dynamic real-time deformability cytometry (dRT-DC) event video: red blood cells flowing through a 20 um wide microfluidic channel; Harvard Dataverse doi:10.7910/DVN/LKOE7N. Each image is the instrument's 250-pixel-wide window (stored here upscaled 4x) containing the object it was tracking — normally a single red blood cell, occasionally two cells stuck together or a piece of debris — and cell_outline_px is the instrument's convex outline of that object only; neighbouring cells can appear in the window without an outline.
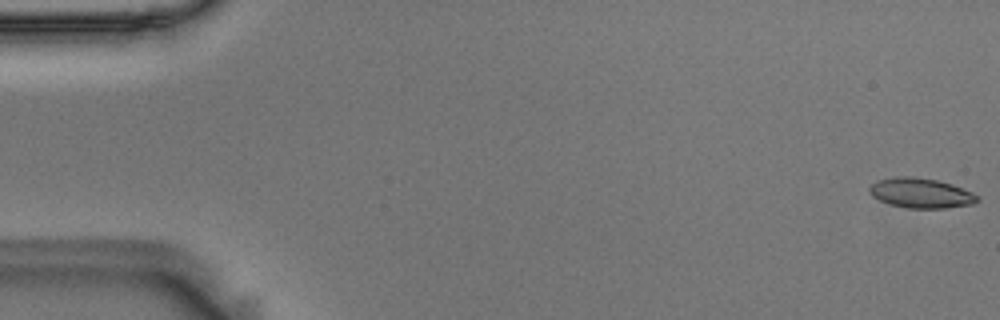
{"species": "Egyptian fruit bat (a non-hibernating species)", "species_latin": "Rousettus aegyptiacus", "temperature_condition": "room temperature", "stored_images_in_passage": 56, "camera_frame_rate_fps": 3000, "um_per_image_px": 0.085, "animal": {"sex": "male"}, "frame": {"image": 1, "passage_image": 1, "time_ms": 0.0, "image_size_px": [1000, 320], "cell_outline_px": [[980, 200], [972, 204], [944, 208], [908, 208], [888, 204], [872, 196], [868, 192], [868, 188], [876, 180], [896, 176], [912, 176], [936, 180], [952, 184], [972, 192], [980, 196]], "centroid_in_image_um": [78.26, 16.4], "position_along_channel_um": 6.7, "area_um2": 18.96}}
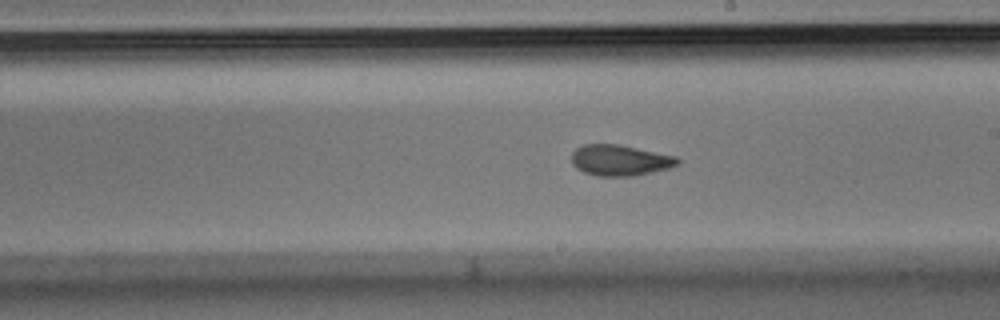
{"frame": {"image": 2, "passage_image": 32, "time_ms": 10.333, "image_size_px": [1000, 320], "cell_outline_px": [[680, 164], [668, 168], [652, 172], [632, 176], [596, 176], [584, 172], [576, 168], [572, 164], [572, 152], [576, 148], [584, 144], [620, 144], [676, 156], [680, 160]], "centroid_in_image_um": [52.69, 13.62], "position_along_channel_um": 236.3, "area_um2": 19.19}}
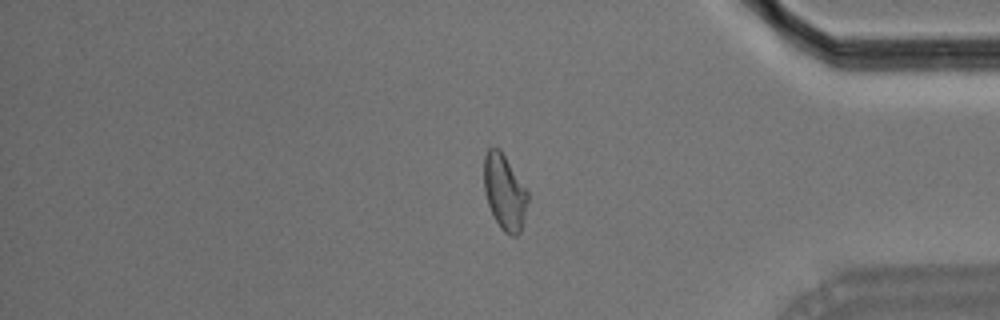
{"frame": {"image": 3, "passage_image": 47, "time_ms": 15.333, "image_size_px": [1000, 320], "cell_outline_px": [[528, 200], [520, 232], [516, 236], [512, 236], [504, 232], [500, 228], [488, 204], [484, 192], [484, 156], [488, 148], [492, 144], [500, 148], [528, 192]], "centroid_in_image_um": [42.86, 16.28], "position_along_channel_um": 392.3, "area_um2": 19.25}, "authors_computed_cell_mechanics": {"area_um2": 18.9006, "velocity_mm_per_s": 3.5941, "shape_relaxation_time_tau1_ms": 6.0111, "shape_relaxation_time_tau2_ms": 1.7981, "deformation_change_tau1": 0.1719, "deformation_change_tau2": 0.0851}}